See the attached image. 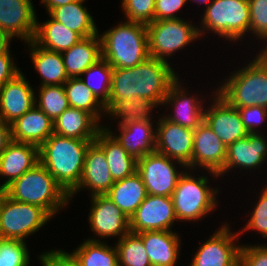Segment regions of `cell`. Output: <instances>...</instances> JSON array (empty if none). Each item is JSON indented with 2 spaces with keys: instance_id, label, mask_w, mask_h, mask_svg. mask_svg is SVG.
<instances>
[{
  "instance_id": "obj_37",
  "label": "cell",
  "mask_w": 267,
  "mask_h": 266,
  "mask_svg": "<svg viewBox=\"0 0 267 266\" xmlns=\"http://www.w3.org/2000/svg\"><path fill=\"white\" fill-rule=\"evenodd\" d=\"M112 71L113 68L108 62L101 58L83 73V75L87 74L88 80L81 78L85 86H87L104 105L108 102L110 96ZM93 78H96L99 84H93Z\"/></svg>"
},
{
  "instance_id": "obj_13",
  "label": "cell",
  "mask_w": 267,
  "mask_h": 266,
  "mask_svg": "<svg viewBox=\"0 0 267 266\" xmlns=\"http://www.w3.org/2000/svg\"><path fill=\"white\" fill-rule=\"evenodd\" d=\"M228 227L219 228L199 247L190 266H239L241 246L233 242L240 234L233 235Z\"/></svg>"
},
{
  "instance_id": "obj_30",
  "label": "cell",
  "mask_w": 267,
  "mask_h": 266,
  "mask_svg": "<svg viewBox=\"0 0 267 266\" xmlns=\"http://www.w3.org/2000/svg\"><path fill=\"white\" fill-rule=\"evenodd\" d=\"M28 43L32 50L31 59L34 67L42 78L41 85H64L69 77L67 76L62 53L39 47L34 40Z\"/></svg>"
},
{
  "instance_id": "obj_3",
  "label": "cell",
  "mask_w": 267,
  "mask_h": 266,
  "mask_svg": "<svg viewBox=\"0 0 267 266\" xmlns=\"http://www.w3.org/2000/svg\"><path fill=\"white\" fill-rule=\"evenodd\" d=\"M4 190L11 199L39 206L51 217L69 201V195L40 162Z\"/></svg>"
},
{
  "instance_id": "obj_51",
  "label": "cell",
  "mask_w": 267,
  "mask_h": 266,
  "mask_svg": "<svg viewBox=\"0 0 267 266\" xmlns=\"http://www.w3.org/2000/svg\"><path fill=\"white\" fill-rule=\"evenodd\" d=\"M193 1H196V2H198V3H206V5H207V3H208V5L213 1V0H193Z\"/></svg>"
},
{
  "instance_id": "obj_19",
  "label": "cell",
  "mask_w": 267,
  "mask_h": 266,
  "mask_svg": "<svg viewBox=\"0 0 267 266\" xmlns=\"http://www.w3.org/2000/svg\"><path fill=\"white\" fill-rule=\"evenodd\" d=\"M115 183L109 170L103 149L93 141L87 149L81 180L69 194V198L80 189L87 187L93 195H105Z\"/></svg>"
},
{
  "instance_id": "obj_29",
  "label": "cell",
  "mask_w": 267,
  "mask_h": 266,
  "mask_svg": "<svg viewBox=\"0 0 267 266\" xmlns=\"http://www.w3.org/2000/svg\"><path fill=\"white\" fill-rule=\"evenodd\" d=\"M109 128H102L94 140L104 151L114 181L122 180L137 170V160L130 156L112 135Z\"/></svg>"
},
{
  "instance_id": "obj_18",
  "label": "cell",
  "mask_w": 267,
  "mask_h": 266,
  "mask_svg": "<svg viewBox=\"0 0 267 266\" xmlns=\"http://www.w3.org/2000/svg\"><path fill=\"white\" fill-rule=\"evenodd\" d=\"M89 223L99 237L120 236L130 232V219L106 195H93Z\"/></svg>"
},
{
  "instance_id": "obj_44",
  "label": "cell",
  "mask_w": 267,
  "mask_h": 266,
  "mask_svg": "<svg viewBox=\"0 0 267 266\" xmlns=\"http://www.w3.org/2000/svg\"><path fill=\"white\" fill-rule=\"evenodd\" d=\"M239 266H267V246H241Z\"/></svg>"
},
{
  "instance_id": "obj_10",
  "label": "cell",
  "mask_w": 267,
  "mask_h": 266,
  "mask_svg": "<svg viewBox=\"0 0 267 266\" xmlns=\"http://www.w3.org/2000/svg\"><path fill=\"white\" fill-rule=\"evenodd\" d=\"M173 159L154 151L137 161V172L149 195L171 197L178 180L184 174L173 165Z\"/></svg>"
},
{
  "instance_id": "obj_47",
  "label": "cell",
  "mask_w": 267,
  "mask_h": 266,
  "mask_svg": "<svg viewBox=\"0 0 267 266\" xmlns=\"http://www.w3.org/2000/svg\"><path fill=\"white\" fill-rule=\"evenodd\" d=\"M9 50L10 49L4 54H0V88L21 72L20 69L14 65Z\"/></svg>"
},
{
  "instance_id": "obj_43",
  "label": "cell",
  "mask_w": 267,
  "mask_h": 266,
  "mask_svg": "<svg viewBox=\"0 0 267 266\" xmlns=\"http://www.w3.org/2000/svg\"><path fill=\"white\" fill-rule=\"evenodd\" d=\"M242 123L249 134L259 133L256 128L263 123L267 117V108L263 106H251L237 108Z\"/></svg>"
},
{
  "instance_id": "obj_16",
  "label": "cell",
  "mask_w": 267,
  "mask_h": 266,
  "mask_svg": "<svg viewBox=\"0 0 267 266\" xmlns=\"http://www.w3.org/2000/svg\"><path fill=\"white\" fill-rule=\"evenodd\" d=\"M227 147L209 125L203 121L194 130L192 167L199 165L206 168L214 177L224 168Z\"/></svg>"
},
{
  "instance_id": "obj_50",
  "label": "cell",
  "mask_w": 267,
  "mask_h": 266,
  "mask_svg": "<svg viewBox=\"0 0 267 266\" xmlns=\"http://www.w3.org/2000/svg\"><path fill=\"white\" fill-rule=\"evenodd\" d=\"M9 41H11V38L0 31V54H4L9 49Z\"/></svg>"
},
{
  "instance_id": "obj_7",
  "label": "cell",
  "mask_w": 267,
  "mask_h": 266,
  "mask_svg": "<svg viewBox=\"0 0 267 266\" xmlns=\"http://www.w3.org/2000/svg\"><path fill=\"white\" fill-rule=\"evenodd\" d=\"M202 24L200 37L206 28L232 41L243 38L250 24L248 0H213L206 6Z\"/></svg>"
},
{
  "instance_id": "obj_21",
  "label": "cell",
  "mask_w": 267,
  "mask_h": 266,
  "mask_svg": "<svg viewBox=\"0 0 267 266\" xmlns=\"http://www.w3.org/2000/svg\"><path fill=\"white\" fill-rule=\"evenodd\" d=\"M37 163H39L38 146L11 140L0 155V175L7 177L0 188L5 189Z\"/></svg>"
},
{
  "instance_id": "obj_32",
  "label": "cell",
  "mask_w": 267,
  "mask_h": 266,
  "mask_svg": "<svg viewBox=\"0 0 267 266\" xmlns=\"http://www.w3.org/2000/svg\"><path fill=\"white\" fill-rule=\"evenodd\" d=\"M82 39L78 33L52 18L42 25L37 22L34 41L45 49L62 53Z\"/></svg>"
},
{
  "instance_id": "obj_42",
  "label": "cell",
  "mask_w": 267,
  "mask_h": 266,
  "mask_svg": "<svg viewBox=\"0 0 267 266\" xmlns=\"http://www.w3.org/2000/svg\"><path fill=\"white\" fill-rule=\"evenodd\" d=\"M261 195L246 227H244L242 231H239V234L242 232L244 233L247 229H255L259 231L264 238L267 237V186L263 189Z\"/></svg>"
},
{
  "instance_id": "obj_1",
  "label": "cell",
  "mask_w": 267,
  "mask_h": 266,
  "mask_svg": "<svg viewBox=\"0 0 267 266\" xmlns=\"http://www.w3.org/2000/svg\"><path fill=\"white\" fill-rule=\"evenodd\" d=\"M177 78L169 63L153 57L132 68H113L108 101L143 98L162 106Z\"/></svg>"
},
{
  "instance_id": "obj_8",
  "label": "cell",
  "mask_w": 267,
  "mask_h": 266,
  "mask_svg": "<svg viewBox=\"0 0 267 266\" xmlns=\"http://www.w3.org/2000/svg\"><path fill=\"white\" fill-rule=\"evenodd\" d=\"M51 216L41 207L18 202L6 193L0 203V238L25 241L39 230Z\"/></svg>"
},
{
  "instance_id": "obj_35",
  "label": "cell",
  "mask_w": 267,
  "mask_h": 266,
  "mask_svg": "<svg viewBox=\"0 0 267 266\" xmlns=\"http://www.w3.org/2000/svg\"><path fill=\"white\" fill-rule=\"evenodd\" d=\"M157 105L147 99L135 98L126 101H108L105 104L106 113L115 118H122L119 125H125L129 122L150 120L151 109Z\"/></svg>"
},
{
  "instance_id": "obj_48",
  "label": "cell",
  "mask_w": 267,
  "mask_h": 266,
  "mask_svg": "<svg viewBox=\"0 0 267 266\" xmlns=\"http://www.w3.org/2000/svg\"><path fill=\"white\" fill-rule=\"evenodd\" d=\"M11 140L12 139L10 125L4 123L0 119V155L4 152Z\"/></svg>"
},
{
  "instance_id": "obj_46",
  "label": "cell",
  "mask_w": 267,
  "mask_h": 266,
  "mask_svg": "<svg viewBox=\"0 0 267 266\" xmlns=\"http://www.w3.org/2000/svg\"><path fill=\"white\" fill-rule=\"evenodd\" d=\"M39 257L43 266H81L71 253L62 250L48 251Z\"/></svg>"
},
{
  "instance_id": "obj_15",
  "label": "cell",
  "mask_w": 267,
  "mask_h": 266,
  "mask_svg": "<svg viewBox=\"0 0 267 266\" xmlns=\"http://www.w3.org/2000/svg\"><path fill=\"white\" fill-rule=\"evenodd\" d=\"M214 104L208 110H204V121L209 125L214 134L221 139L226 147L246 137V131L240 113L232 107L218 93H215Z\"/></svg>"
},
{
  "instance_id": "obj_53",
  "label": "cell",
  "mask_w": 267,
  "mask_h": 266,
  "mask_svg": "<svg viewBox=\"0 0 267 266\" xmlns=\"http://www.w3.org/2000/svg\"><path fill=\"white\" fill-rule=\"evenodd\" d=\"M4 193H5V190L0 188V203H1V199Z\"/></svg>"
},
{
  "instance_id": "obj_4",
  "label": "cell",
  "mask_w": 267,
  "mask_h": 266,
  "mask_svg": "<svg viewBox=\"0 0 267 266\" xmlns=\"http://www.w3.org/2000/svg\"><path fill=\"white\" fill-rule=\"evenodd\" d=\"M100 38L102 58L112 68H132L150 57L145 24L131 21L120 23Z\"/></svg>"
},
{
  "instance_id": "obj_41",
  "label": "cell",
  "mask_w": 267,
  "mask_h": 266,
  "mask_svg": "<svg viewBox=\"0 0 267 266\" xmlns=\"http://www.w3.org/2000/svg\"><path fill=\"white\" fill-rule=\"evenodd\" d=\"M250 10L249 32L267 41V0H248Z\"/></svg>"
},
{
  "instance_id": "obj_45",
  "label": "cell",
  "mask_w": 267,
  "mask_h": 266,
  "mask_svg": "<svg viewBox=\"0 0 267 266\" xmlns=\"http://www.w3.org/2000/svg\"><path fill=\"white\" fill-rule=\"evenodd\" d=\"M186 2L187 0H155L154 21L179 19L174 13Z\"/></svg>"
},
{
  "instance_id": "obj_49",
  "label": "cell",
  "mask_w": 267,
  "mask_h": 266,
  "mask_svg": "<svg viewBox=\"0 0 267 266\" xmlns=\"http://www.w3.org/2000/svg\"><path fill=\"white\" fill-rule=\"evenodd\" d=\"M41 1L45 5L49 13L52 9L56 7L67 5L68 3H71L76 0H41Z\"/></svg>"
},
{
  "instance_id": "obj_38",
  "label": "cell",
  "mask_w": 267,
  "mask_h": 266,
  "mask_svg": "<svg viewBox=\"0 0 267 266\" xmlns=\"http://www.w3.org/2000/svg\"><path fill=\"white\" fill-rule=\"evenodd\" d=\"M36 106L53 122L69 107L63 85L40 86Z\"/></svg>"
},
{
  "instance_id": "obj_52",
  "label": "cell",
  "mask_w": 267,
  "mask_h": 266,
  "mask_svg": "<svg viewBox=\"0 0 267 266\" xmlns=\"http://www.w3.org/2000/svg\"><path fill=\"white\" fill-rule=\"evenodd\" d=\"M261 54L267 58V46L265 47V49H263V51H261Z\"/></svg>"
},
{
  "instance_id": "obj_33",
  "label": "cell",
  "mask_w": 267,
  "mask_h": 266,
  "mask_svg": "<svg viewBox=\"0 0 267 266\" xmlns=\"http://www.w3.org/2000/svg\"><path fill=\"white\" fill-rule=\"evenodd\" d=\"M99 239H88L71 254L81 266H119L117 248Z\"/></svg>"
},
{
  "instance_id": "obj_23",
  "label": "cell",
  "mask_w": 267,
  "mask_h": 266,
  "mask_svg": "<svg viewBox=\"0 0 267 266\" xmlns=\"http://www.w3.org/2000/svg\"><path fill=\"white\" fill-rule=\"evenodd\" d=\"M196 98L186 96L177 78L169 87L162 103L163 105L172 103L175 115L171 114L164 118L172 123L195 130L204 121V110L201 107L202 101Z\"/></svg>"
},
{
  "instance_id": "obj_2",
  "label": "cell",
  "mask_w": 267,
  "mask_h": 266,
  "mask_svg": "<svg viewBox=\"0 0 267 266\" xmlns=\"http://www.w3.org/2000/svg\"><path fill=\"white\" fill-rule=\"evenodd\" d=\"M93 141L53 133L39 147V162L68 195L81 180L85 155Z\"/></svg>"
},
{
  "instance_id": "obj_22",
  "label": "cell",
  "mask_w": 267,
  "mask_h": 266,
  "mask_svg": "<svg viewBox=\"0 0 267 266\" xmlns=\"http://www.w3.org/2000/svg\"><path fill=\"white\" fill-rule=\"evenodd\" d=\"M11 139L40 147L53 133L54 122L37 106L10 125Z\"/></svg>"
},
{
  "instance_id": "obj_39",
  "label": "cell",
  "mask_w": 267,
  "mask_h": 266,
  "mask_svg": "<svg viewBox=\"0 0 267 266\" xmlns=\"http://www.w3.org/2000/svg\"><path fill=\"white\" fill-rule=\"evenodd\" d=\"M29 259L24 241L0 238V266H28Z\"/></svg>"
},
{
  "instance_id": "obj_36",
  "label": "cell",
  "mask_w": 267,
  "mask_h": 266,
  "mask_svg": "<svg viewBox=\"0 0 267 266\" xmlns=\"http://www.w3.org/2000/svg\"><path fill=\"white\" fill-rule=\"evenodd\" d=\"M116 245L119 266H152L142 238L137 233L129 232Z\"/></svg>"
},
{
  "instance_id": "obj_24",
  "label": "cell",
  "mask_w": 267,
  "mask_h": 266,
  "mask_svg": "<svg viewBox=\"0 0 267 266\" xmlns=\"http://www.w3.org/2000/svg\"><path fill=\"white\" fill-rule=\"evenodd\" d=\"M119 127L121 134L113 137L135 160L155 151L156 132L150 120L129 122Z\"/></svg>"
},
{
  "instance_id": "obj_25",
  "label": "cell",
  "mask_w": 267,
  "mask_h": 266,
  "mask_svg": "<svg viewBox=\"0 0 267 266\" xmlns=\"http://www.w3.org/2000/svg\"><path fill=\"white\" fill-rule=\"evenodd\" d=\"M137 234L142 238L152 266H175L180 250L176 232L159 230Z\"/></svg>"
},
{
  "instance_id": "obj_20",
  "label": "cell",
  "mask_w": 267,
  "mask_h": 266,
  "mask_svg": "<svg viewBox=\"0 0 267 266\" xmlns=\"http://www.w3.org/2000/svg\"><path fill=\"white\" fill-rule=\"evenodd\" d=\"M267 142L263 134H248L227 147L224 168L218 175L225 174L233 167L255 169L267 158Z\"/></svg>"
},
{
  "instance_id": "obj_27",
  "label": "cell",
  "mask_w": 267,
  "mask_h": 266,
  "mask_svg": "<svg viewBox=\"0 0 267 266\" xmlns=\"http://www.w3.org/2000/svg\"><path fill=\"white\" fill-rule=\"evenodd\" d=\"M62 57L69 78H78L102 58L101 38L99 34L83 38L70 49L62 52Z\"/></svg>"
},
{
  "instance_id": "obj_5",
  "label": "cell",
  "mask_w": 267,
  "mask_h": 266,
  "mask_svg": "<svg viewBox=\"0 0 267 266\" xmlns=\"http://www.w3.org/2000/svg\"><path fill=\"white\" fill-rule=\"evenodd\" d=\"M216 92L236 109L267 108V58L258 54L247 67L234 72Z\"/></svg>"
},
{
  "instance_id": "obj_40",
  "label": "cell",
  "mask_w": 267,
  "mask_h": 266,
  "mask_svg": "<svg viewBox=\"0 0 267 266\" xmlns=\"http://www.w3.org/2000/svg\"><path fill=\"white\" fill-rule=\"evenodd\" d=\"M127 21L148 25L154 21L155 0H123Z\"/></svg>"
},
{
  "instance_id": "obj_34",
  "label": "cell",
  "mask_w": 267,
  "mask_h": 266,
  "mask_svg": "<svg viewBox=\"0 0 267 266\" xmlns=\"http://www.w3.org/2000/svg\"><path fill=\"white\" fill-rule=\"evenodd\" d=\"M63 86L69 107L84 110L90 113L97 121L101 118L99 110L103 113L106 112L105 105L85 86L81 77L69 78Z\"/></svg>"
},
{
  "instance_id": "obj_17",
  "label": "cell",
  "mask_w": 267,
  "mask_h": 266,
  "mask_svg": "<svg viewBox=\"0 0 267 266\" xmlns=\"http://www.w3.org/2000/svg\"><path fill=\"white\" fill-rule=\"evenodd\" d=\"M22 72L0 88V119L11 125L36 105V97Z\"/></svg>"
},
{
  "instance_id": "obj_12",
  "label": "cell",
  "mask_w": 267,
  "mask_h": 266,
  "mask_svg": "<svg viewBox=\"0 0 267 266\" xmlns=\"http://www.w3.org/2000/svg\"><path fill=\"white\" fill-rule=\"evenodd\" d=\"M175 220L177 217L172 197L148 194L130 218V232L170 231Z\"/></svg>"
},
{
  "instance_id": "obj_28",
  "label": "cell",
  "mask_w": 267,
  "mask_h": 266,
  "mask_svg": "<svg viewBox=\"0 0 267 266\" xmlns=\"http://www.w3.org/2000/svg\"><path fill=\"white\" fill-rule=\"evenodd\" d=\"M105 195L130 219L148 193L136 171L122 180L115 181Z\"/></svg>"
},
{
  "instance_id": "obj_26",
  "label": "cell",
  "mask_w": 267,
  "mask_h": 266,
  "mask_svg": "<svg viewBox=\"0 0 267 266\" xmlns=\"http://www.w3.org/2000/svg\"><path fill=\"white\" fill-rule=\"evenodd\" d=\"M103 127L90 113L72 107L54 121L55 134L80 140H95Z\"/></svg>"
},
{
  "instance_id": "obj_31",
  "label": "cell",
  "mask_w": 267,
  "mask_h": 266,
  "mask_svg": "<svg viewBox=\"0 0 267 266\" xmlns=\"http://www.w3.org/2000/svg\"><path fill=\"white\" fill-rule=\"evenodd\" d=\"M85 0H76L67 5L56 7L49 12L52 19L63 24L66 28L78 33L82 38L98 34L93 17L82 3Z\"/></svg>"
},
{
  "instance_id": "obj_11",
  "label": "cell",
  "mask_w": 267,
  "mask_h": 266,
  "mask_svg": "<svg viewBox=\"0 0 267 266\" xmlns=\"http://www.w3.org/2000/svg\"><path fill=\"white\" fill-rule=\"evenodd\" d=\"M158 122L155 151L177 161L182 167L193 169L194 130L172 123L164 117Z\"/></svg>"
},
{
  "instance_id": "obj_6",
  "label": "cell",
  "mask_w": 267,
  "mask_h": 266,
  "mask_svg": "<svg viewBox=\"0 0 267 266\" xmlns=\"http://www.w3.org/2000/svg\"><path fill=\"white\" fill-rule=\"evenodd\" d=\"M207 178H194L186 172L180 177L171 196L177 221H196L215 208L218 189L209 188Z\"/></svg>"
},
{
  "instance_id": "obj_14",
  "label": "cell",
  "mask_w": 267,
  "mask_h": 266,
  "mask_svg": "<svg viewBox=\"0 0 267 266\" xmlns=\"http://www.w3.org/2000/svg\"><path fill=\"white\" fill-rule=\"evenodd\" d=\"M32 0H0V31L25 43L34 40L37 18Z\"/></svg>"
},
{
  "instance_id": "obj_9",
  "label": "cell",
  "mask_w": 267,
  "mask_h": 266,
  "mask_svg": "<svg viewBox=\"0 0 267 266\" xmlns=\"http://www.w3.org/2000/svg\"><path fill=\"white\" fill-rule=\"evenodd\" d=\"M194 26L180 18L157 20L146 25L149 56L168 62V56L199 38L200 28Z\"/></svg>"
}]
</instances>
